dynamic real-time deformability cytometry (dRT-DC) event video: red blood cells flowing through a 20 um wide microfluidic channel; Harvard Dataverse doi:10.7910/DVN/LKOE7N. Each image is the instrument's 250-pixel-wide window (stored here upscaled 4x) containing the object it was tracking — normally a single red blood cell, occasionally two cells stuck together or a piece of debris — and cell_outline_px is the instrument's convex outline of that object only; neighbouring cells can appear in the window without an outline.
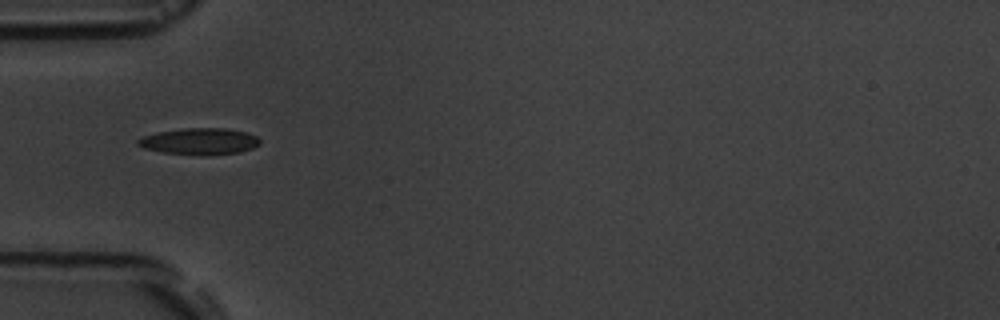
{"species": "common noctule bat (a hibernating species)", "species_latin": "Nyctalus noctula", "temperature_condition": "room temperature", "stored_images_in_passage": 5, "camera_frame_rate_fps": 3000, "um_per_image_px": 0.085, "animal": {"sex": "male", "body_mass_g": 19.5, "forearm_length_mm": 54.6}, "frame": {"image": 1, "passage_image": 3, "time_ms": 2.333, "image_size_px": [1000, 320], "cell_outline_px": [[260, 144], [252, 148], [240, 152], [204, 156], [164, 152], [144, 148], [136, 144], [136, 140], [144, 136], [156, 132], [184, 128], [228, 128], [248, 132], [256, 136], [260, 140]], "centroid_in_image_um": [16.98, 12.01], "position_along_channel_um": 68.0, "area_um2": 19.02}}
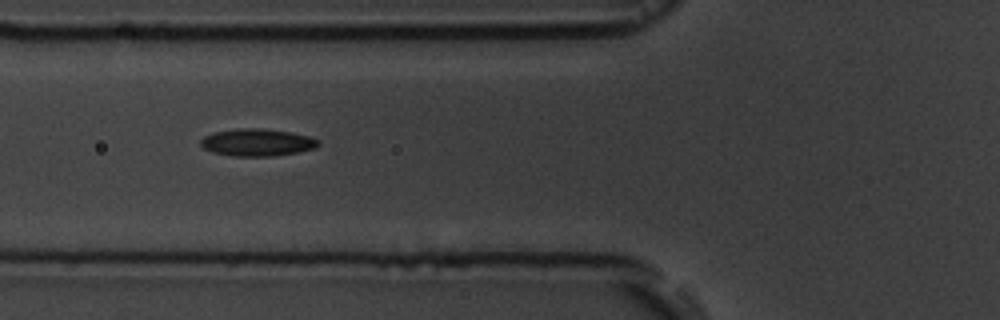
{"frame": {"image": 2, "passage_image": 4, "time_ms": 3.333, "image_size_px": [1000, 320], "cell_outline_px": [[320, 144], [316, 148], [296, 152], [272, 156], [236, 156], [212, 152], [204, 148], [200, 144], [200, 140], [204, 136], [212, 132], [236, 128], [264, 128], [292, 132], [308, 136], [320, 140]], "centroid_in_image_um": [21.85, 12.09], "position_along_channel_um": 103.9, "area_um2": 18.84}}
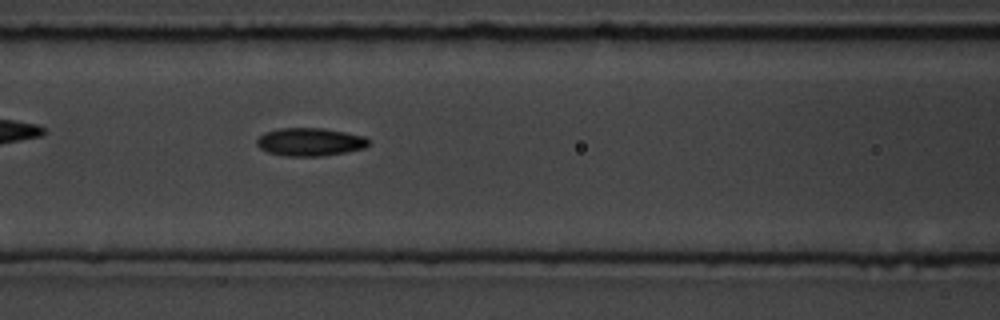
{"frame": {"image": 3, "passage_image": 5, "time_ms": 4.333, "image_size_px": [1000, 320], "cell_outline_px": [[372, 140], [364, 148], [348, 152], [320, 156], [284, 156], [268, 152], [260, 148], [256, 144], [256, 140], [264, 132], [280, 128], [324, 128], [364, 136]], "centroid_in_image_um": [26.35, 12.06], "position_along_channel_um": 140.2, "area_um2": 18.38}}